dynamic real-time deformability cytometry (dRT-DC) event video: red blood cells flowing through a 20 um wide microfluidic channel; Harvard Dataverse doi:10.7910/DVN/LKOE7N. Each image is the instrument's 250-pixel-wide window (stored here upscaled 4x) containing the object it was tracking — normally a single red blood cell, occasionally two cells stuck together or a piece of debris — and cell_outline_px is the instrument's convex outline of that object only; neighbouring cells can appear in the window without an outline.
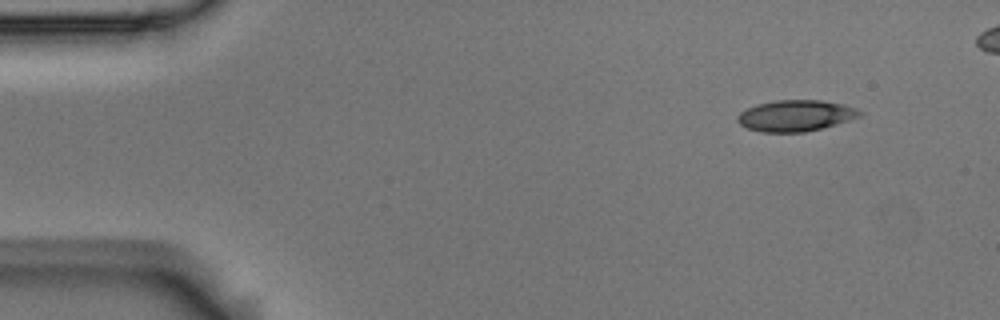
{"species": "Egyptian fruit bat (a non-hibernating species)", "species_latin": "Rousettus aegyptiacus", "temperature_condition": "room temperature", "stored_images_in_passage": 5, "camera_frame_rate_fps": 3000, "um_per_image_px": 0.085, "animal": {"sex": "male"}, "frame": {"image": 1, "passage_image": 1, "time_ms": 0.0, "image_size_px": [1000, 320], "cell_outline_px": [[864, 112], [860, 116], [836, 124], [804, 132], [760, 132], [748, 128], [740, 124], [736, 120], [736, 116], [740, 112], [756, 104], [776, 100], [820, 100], [844, 104], [856, 108]], "centroid_in_image_um": [67.61, 9.82], "position_along_channel_um": 17.4, "area_um2": 22.2}}
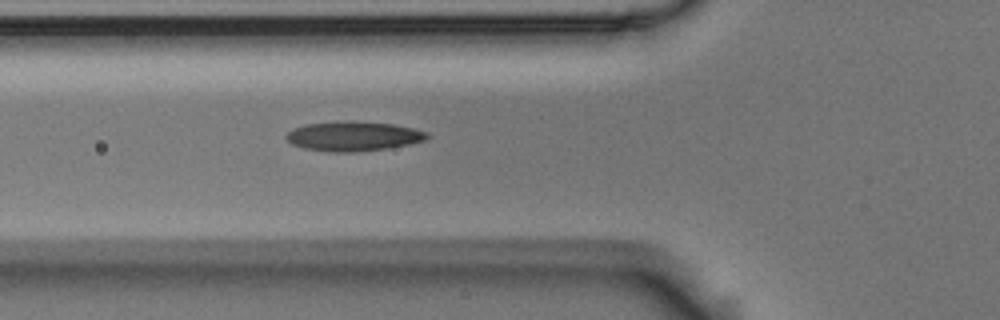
{"frame": {"image": 2, "passage_image": 5, "time_ms": 1.333, "image_size_px": [1000, 320], "cell_outline_px": [[428, 136], [424, 140], [408, 144], [388, 148], [352, 152], [328, 152], [304, 148], [292, 144], [284, 136], [292, 128], [304, 124], [336, 120], [352, 120], [396, 124], [428, 132]], "centroid_in_image_um": [29.98, 11.55], "position_along_channel_um": 95.8, "area_um2": 24.62}}